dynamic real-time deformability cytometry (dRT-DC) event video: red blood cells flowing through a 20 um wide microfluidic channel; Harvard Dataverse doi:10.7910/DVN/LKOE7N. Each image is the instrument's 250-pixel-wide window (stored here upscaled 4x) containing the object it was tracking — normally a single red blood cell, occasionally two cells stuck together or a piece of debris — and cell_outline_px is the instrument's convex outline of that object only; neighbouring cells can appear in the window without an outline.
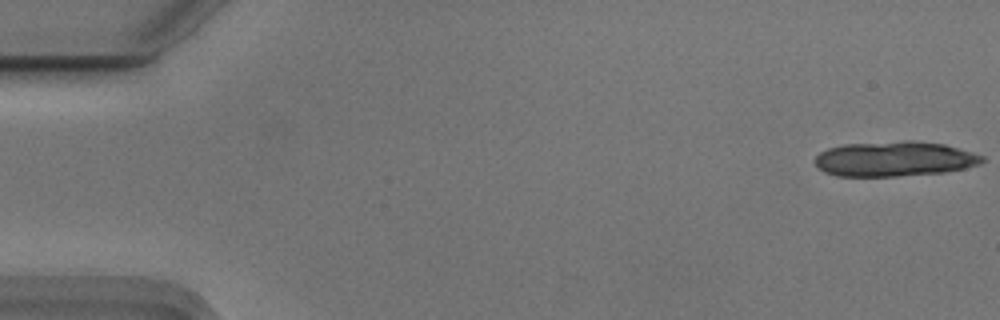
{"species": "Egyptian fruit bat (a non-hibernating species)", "species_latin": "Rousettus aegyptiacus", "temperature_condition": "cold", "stored_images_in_passage": 18, "camera_frame_rate_fps": 3000, "um_per_image_px": 0.085, "animal": {"sex": "male"}, "frame": {"image": 1, "passage_image": 1, "time_ms": 0.0, "image_size_px": [1000, 320], "cell_outline_px": [[984, 160], [980, 164], [964, 168], [944, 172], [896, 176], [836, 176], [824, 172], [816, 168], [812, 160], [820, 152], [828, 148], [844, 144], [904, 140], [912, 140], [944, 144], [972, 152], [984, 156]], "centroid_in_image_um": [75.97, 13.5], "position_along_channel_um": 9.0, "area_um2": 34.39}}